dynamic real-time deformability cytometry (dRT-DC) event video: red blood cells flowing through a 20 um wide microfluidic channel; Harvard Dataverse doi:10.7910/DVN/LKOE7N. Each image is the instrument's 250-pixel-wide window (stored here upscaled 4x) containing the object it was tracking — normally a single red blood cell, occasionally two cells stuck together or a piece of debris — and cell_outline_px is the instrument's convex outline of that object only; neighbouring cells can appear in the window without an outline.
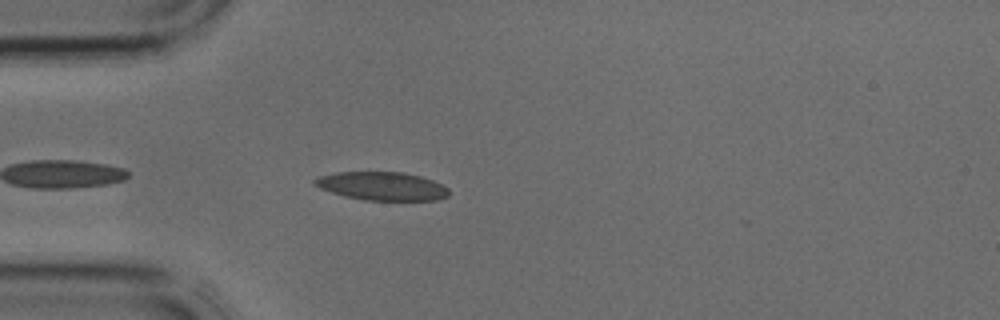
{"species": "common noctule bat (a hibernating species)", "species_latin": "Nyctalus noctula", "temperature_condition": "cold", "stored_images_in_passage": 3, "camera_frame_rate_fps": 3000, "um_per_image_px": 0.085, "animal": {"sex": "male", "body_mass_g": 17.9, "forearm_length_mm": 54.2}, "frame": {"image": 1, "passage_image": 3, "time_ms": 0.667, "image_size_px": [1000, 320], "cell_outline_px": [[448, 196], [436, 200], [364, 200], [344, 196], [320, 188], [312, 184], [312, 180], [320, 176], [336, 172], [404, 172], [420, 176], [432, 180], [448, 188]], "centroid_in_image_um": [32.44, 15.81], "position_along_channel_um": 52.6, "area_um2": 22.14}}